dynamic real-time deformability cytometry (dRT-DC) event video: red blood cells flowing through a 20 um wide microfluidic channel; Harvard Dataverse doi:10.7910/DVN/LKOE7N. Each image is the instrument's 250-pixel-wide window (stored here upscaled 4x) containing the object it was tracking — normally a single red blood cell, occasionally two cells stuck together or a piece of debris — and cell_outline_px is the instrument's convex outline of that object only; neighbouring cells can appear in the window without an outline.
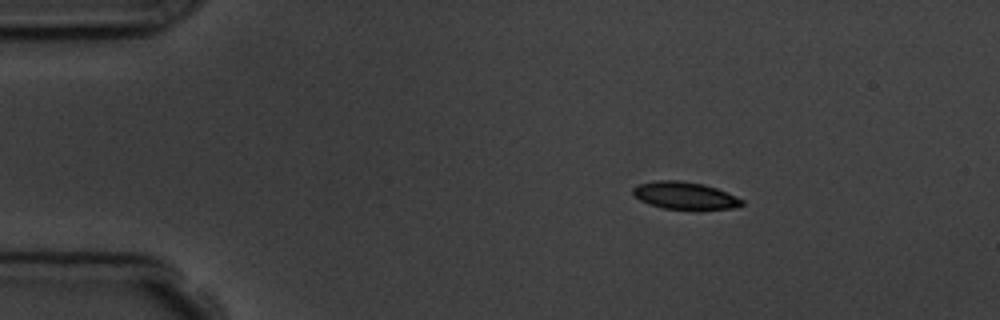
{"species": "common noctule bat (a hibernating species)", "species_latin": "Nyctalus noctula", "temperature_condition": "room temperature", "stored_images_in_passage": 5, "camera_frame_rate_fps": 3000, "um_per_image_px": 0.085, "animal": {"sex": "male", "body_mass_g": 19.5, "forearm_length_mm": 54.6}, "frame": {"image": 1, "passage_image": 2, "time_ms": 1.333, "image_size_px": [1000, 320], "cell_outline_px": [[744, 204], [732, 208], [692, 212], [664, 208], [648, 204], [640, 200], [632, 192], [632, 188], [636, 184], [656, 180], [680, 180], [704, 184], [716, 188], [736, 196], [744, 200]], "centroid_in_image_um": [58.22, 16.65], "position_along_channel_um": 26.8, "area_um2": 18.09}}
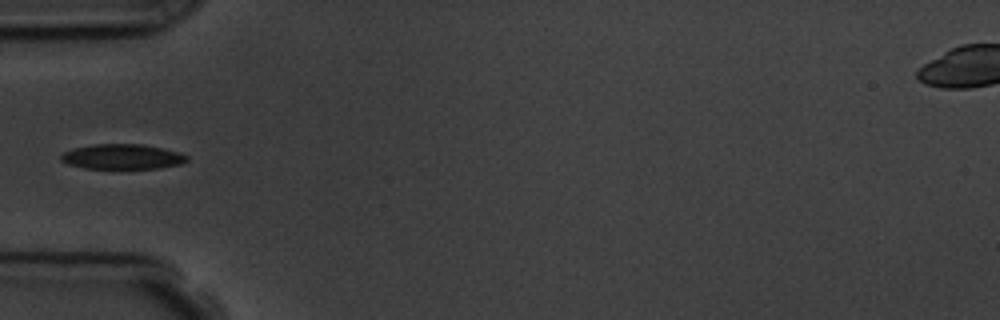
{"frame": {"image": 2, "passage_image": 4, "time_ms": 4.333, "image_size_px": [1000, 320], "cell_outline_px": [[188, 160], [180, 164], [160, 168], [84, 168], [68, 164], [60, 160], [60, 156], [64, 152], [76, 148], [92, 144], [140, 144], [160, 148], [176, 152], [188, 156]], "centroid_in_image_um": [10.37, 13.32], "position_along_channel_um": 74.6, "area_um2": 18.09}}